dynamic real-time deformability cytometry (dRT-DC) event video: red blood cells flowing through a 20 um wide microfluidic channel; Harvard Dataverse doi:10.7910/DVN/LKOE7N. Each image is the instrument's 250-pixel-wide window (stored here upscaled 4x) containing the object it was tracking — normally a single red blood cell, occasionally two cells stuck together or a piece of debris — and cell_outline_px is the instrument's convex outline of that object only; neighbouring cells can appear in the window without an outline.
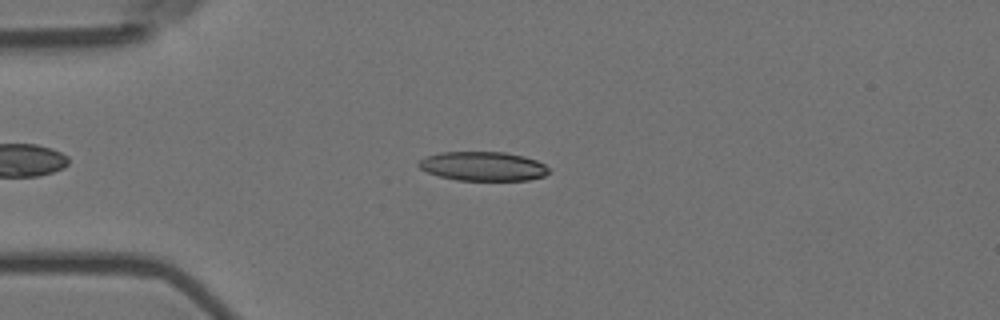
{"species": "Egyptian fruit bat (a non-hibernating species)", "species_latin": "Rousettus aegyptiacus", "temperature_condition": "room temperature", "stored_images_in_passage": 7, "camera_frame_rate_fps": 3000, "um_per_image_px": 0.085, "animal": {"sex": "female"}, "frame": {"image": 1, "passage_image": 4, "time_ms": 1.0, "image_size_px": [1000, 320], "cell_outline_px": [[548, 172], [544, 176], [528, 180], [456, 180], [440, 176], [428, 172], [420, 168], [416, 164], [420, 160], [428, 156], [440, 152], [504, 152], [524, 156], [536, 160], [544, 164], [548, 168]], "centroid_in_image_um": [41.05, 14.13], "position_along_channel_um": 43.9, "area_um2": 21.96}}
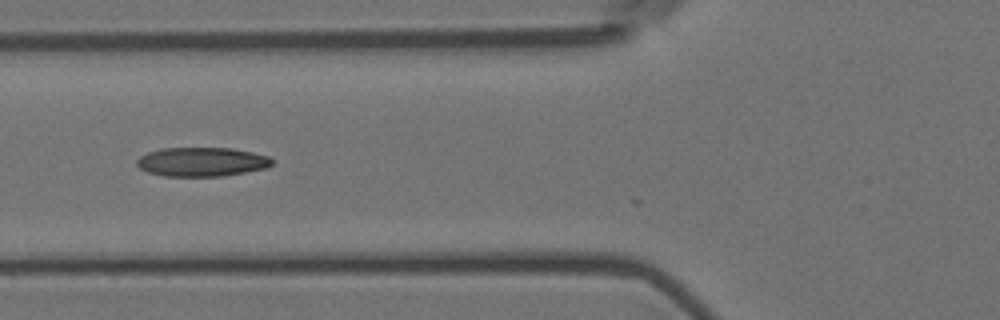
{"frame": {"image": 2, "passage_image": 6, "time_ms": 1.667, "image_size_px": [1000, 320], "cell_outline_px": [[272, 164], [268, 168], [220, 176], [164, 176], [148, 172], [140, 168], [136, 164], [136, 160], [140, 156], [148, 152], [160, 148], [232, 148], [252, 152], [268, 156], [272, 160]], "centroid_in_image_um": [17.13, 13.75], "position_along_channel_um": 108.7, "area_um2": 22.89}}